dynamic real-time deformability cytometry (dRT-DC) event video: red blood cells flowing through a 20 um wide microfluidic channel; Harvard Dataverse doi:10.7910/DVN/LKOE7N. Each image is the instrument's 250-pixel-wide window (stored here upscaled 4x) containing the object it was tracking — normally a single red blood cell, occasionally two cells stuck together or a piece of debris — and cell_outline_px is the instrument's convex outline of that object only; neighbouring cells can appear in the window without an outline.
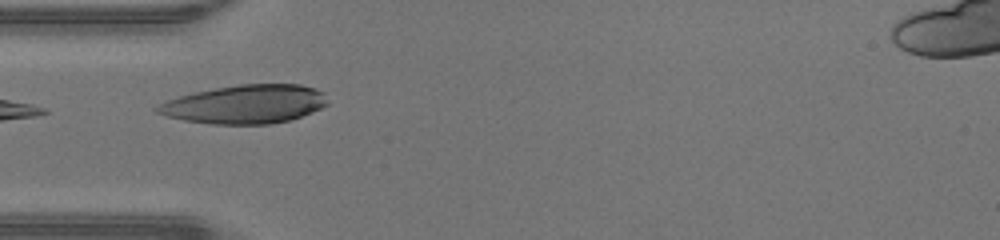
{"species": "human", "species_latin": "Homo sapiens", "temperature_condition": "warm", "stored_images_in_passage": 33, "camera_frame_rate_fps": 3000, "um_per_image_px": 0.085, "donor": {"sex": "male"}, "frame": {"image": 1, "passage_image": 2, "time_ms": 0.333, "image_size_px": [1000, 240], "cell_outline_px": [[328, 104], [320, 108], [300, 116], [288, 120], [268, 124], [212, 124], [184, 120], [168, 116], [156, 112], [152, 108], [168, 100], [180, 96], [196, 92], [216, 88], [240, 84], [300, 84], [316, 88], [324, 92]], "centroid_in_image_um": [20.85, 8.85], "position_along_channel_um": 64.2, "area_um2": 38.03}}
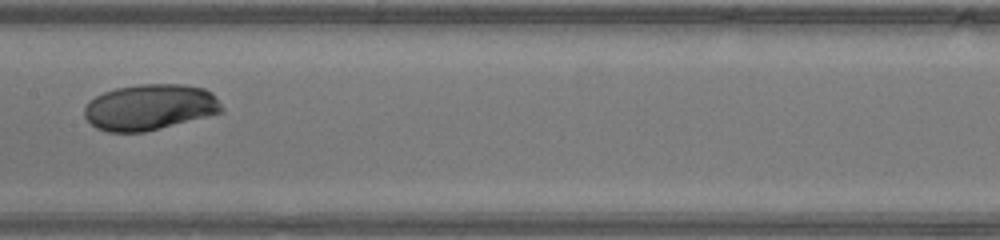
{"frame": {"image": 2, "passage_image": 11, "time_ms": 3.333, "image_size_px": [1000, 240], "cell_outline_px": [[224, 112], [144, 132], [108, 132], [96, 128], [84, 116], [84, 108], [88, 100], [104, 92], [116, 88], [140, 84], [184, 84], [204, 88], [212, 92], [224, 108]], "centroid_in_image_um": [12.74, 9.1], "position_along_channel_um": 194.7, "area_um2": 36.88}}
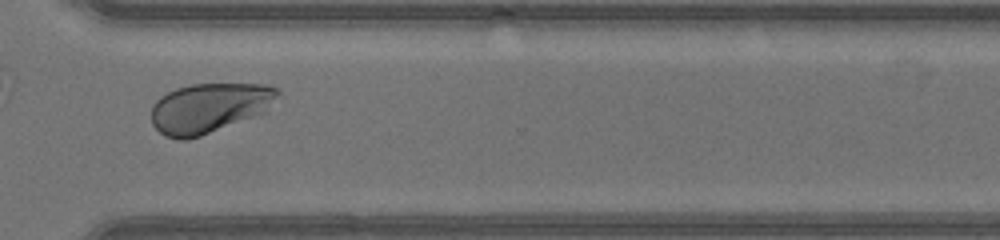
{"frame": {"image": 3, "passage_image": 22, "time_ms": 7.0, "image_size_px": [1000, 240], "cell_outline_px": [[280, 96], [268, 112], [200, 136], [188, 140], [180, 140], [164, 136], [152, 124], [152, 104], [160, 96], [176, 88], [192, 84], [264, 84], [276, 88], [280, 92]], "centroid_in_image_um": [17.82, 9.18], "position_along_channel_um": 352.8, "area_um2": 37.11}, "authors_computed_cell_mechanics": {"area_um2": 36.992, "velocity_mm_per_s": 4.331, "shape_relaxation_time_tau1_ms": 2.8221, "shape_relaxation_time_tau2_ms": null, "deformation_change_tau1": 0.1398, "deformation_change_tau2": null}}